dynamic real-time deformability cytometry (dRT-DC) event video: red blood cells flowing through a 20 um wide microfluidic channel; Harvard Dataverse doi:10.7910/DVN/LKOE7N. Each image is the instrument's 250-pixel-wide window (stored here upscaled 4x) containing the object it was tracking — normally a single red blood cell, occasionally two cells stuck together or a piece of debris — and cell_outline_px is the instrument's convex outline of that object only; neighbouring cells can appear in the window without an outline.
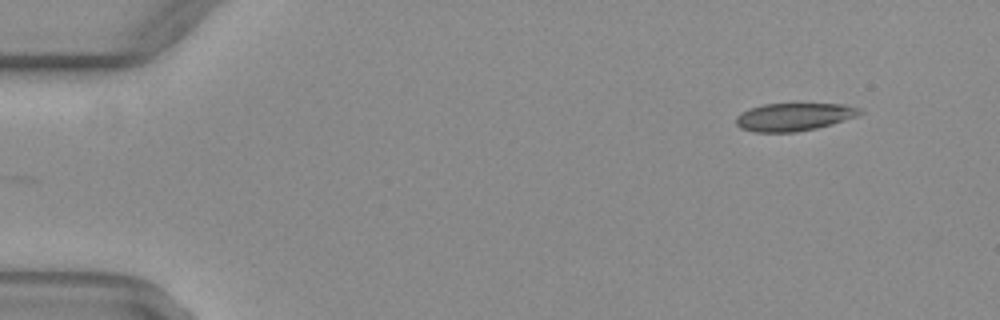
{"species": "common noctule bat (a hibernating species)", "species_latin": "Nyctalus noctula", "temperature_condition": "warm", "stored_images_in_passage": 5, "camera_frame_rate_fps": 3000, "um_per_image_px": 0.085, "animal": {"sex": "female", "body_mass_g": 29.2, "forearm_length_mm": 56.3}, "frame": {"image": 1, "passage_image": 1, "time_ms": 0.0, "image_size_px": [1000, 320], "cell_outline_px": [[864, 112], [856, 116], [832, 124], [816, 128], [796, 132], [752, 132], [740, 128], [736, 124], [736, 116], [752, 108], [764, 104], [844, 104], [864, 108]], "centroid_in_image_um": [67.52, 9.94], "position_along_channel_um": 17.5, "area_um2": 20.06}}